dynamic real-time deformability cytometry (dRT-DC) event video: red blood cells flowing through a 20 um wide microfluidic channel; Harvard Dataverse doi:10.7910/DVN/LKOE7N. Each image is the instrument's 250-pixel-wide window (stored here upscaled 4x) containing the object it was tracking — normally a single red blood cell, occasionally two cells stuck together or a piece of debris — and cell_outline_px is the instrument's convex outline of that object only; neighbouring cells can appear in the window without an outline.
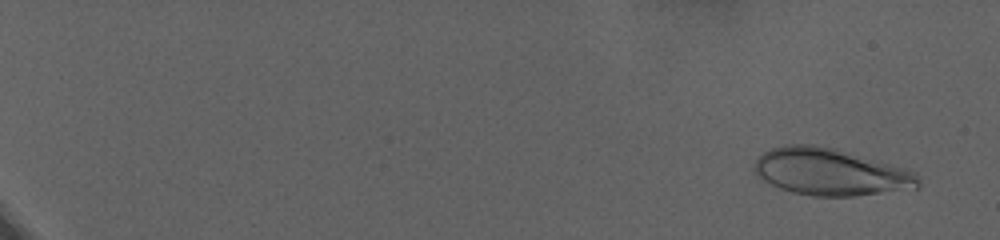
{"species": "human", "species_latin": "Homo sapiens", "temperature_condition": "warm", "stored_images_in_passage": 79, "camera_frame_rate_fps": 3000, "um_per_image_px": 0.085, "donor": {"sex": "female"}, "frame": {"image": 1, "passage_image": 5, "time_ms": 1.333, "image_size_px": [1000, 240], "cell_outline_px": [[920, 188], [856, 196], [812, 196], [792, 192], [780, 188], [764, 180], [752, 172], [752, 168], [756, 160], [764, 152], [772, 148], [788, 144], [812, 144], [832, 148], [904, 168], [916, 172], [920, 180]], "centroid_in_image_um": [70.58, 14.63], "position_along_channel_um": 14.4, "area_um2": 44.74}}
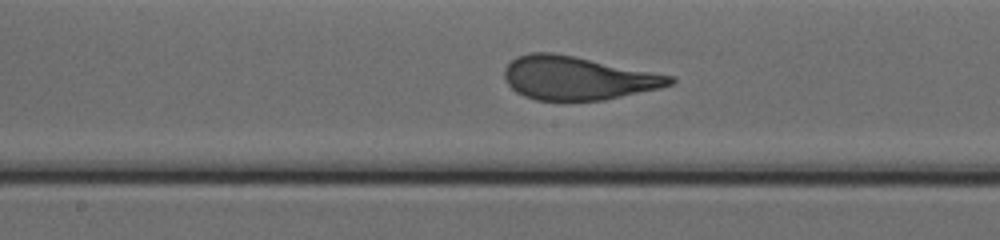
{"frame": {"image": 2, "passage_image": 48, "time_ms": 15.667, "image_size_px": [1000, 240], "cell_outline_px": [[676, 80], [672, 84], [660, 88], [604, 100], [536, 100], [524, 96], [516, 92], [508, 84], [504, 76], [504, 68], [516, 56], [528, 52], [552, 52], [676, 76]], "centroid_in_image_um": [49.09, 6.63], "position_along_channel_um": 199.1, "area_um2": 41.91}}
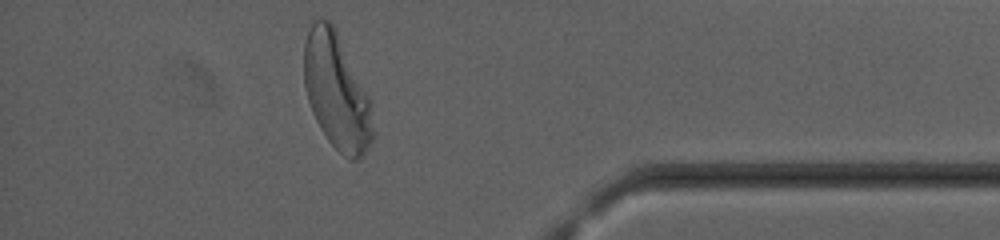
{"frame": {"image": 3, "passage_image": 72, "time_ms": 23.667, "image_size_px": [1000, 240], "cell_outline_px": [[372, 140], [364, 152], [356, 160], [352, 160], [344, 156], [328, 140], [320, 128], [312, 112], [304, 88], [304, 44], [312, 16], [320, 16], [332, 20], [372, 104]], "centroid_in_image_um": [28.57, 7.68], "position_along_channel_um": 406.6, "area_um2": 46.64}, "authors_computed_cell_mechanics": {"area_um2": 42.3096, "velocity_mm_per_s": 2.8507, "shape_relaxation_time_tau1_ms": 4.931, "shape_relaxation_time_tau2_ms": null, "deformation_change_tau1": 0.2144, "deformation_change_tau2": null}}